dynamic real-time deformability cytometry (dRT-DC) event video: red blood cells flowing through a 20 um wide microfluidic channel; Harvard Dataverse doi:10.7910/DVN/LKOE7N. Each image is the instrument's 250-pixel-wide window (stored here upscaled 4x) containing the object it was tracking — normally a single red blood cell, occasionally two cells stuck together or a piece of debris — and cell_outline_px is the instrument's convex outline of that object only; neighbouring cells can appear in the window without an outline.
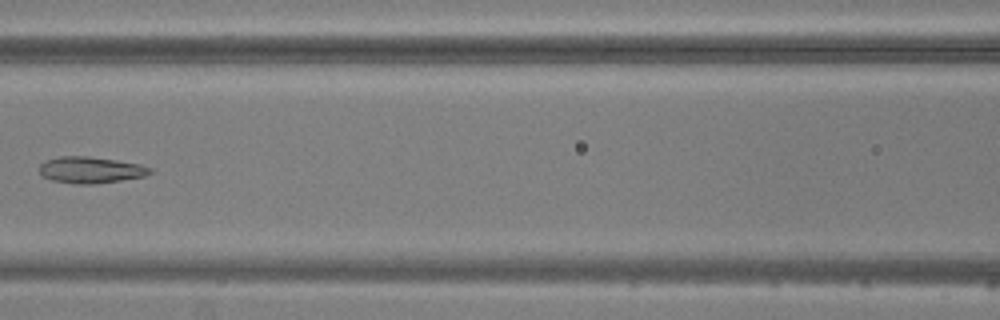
{"species": "common noctule bat (a hibernating species)", "species_latin": "Nyctalus noctula", "temperature_condition": "warm", "stored_images_in_passage": 5, "camera_frame_rate_fps": 3000, "um_per_image_px": 0.085, "animal": {"sex": "male", "body_mass_g": 20.5, "forearm_length_mm": 52.5}, "frame": {"image": 1, "passage_image": 5, "time_ms": 5.333, "image_size_px": [1000, 320], "cell_outline_px": [[152, 172], [144, 176], [120, 180], [92, 184], [76, 184], [52, 180], [40, 176], [40, 164], [44, 160], [60, 156], [88, 156], [116, 160], [140, 164], [152, 168]], "centroid_in_image_um": [7.67, 14.44], "position_along_channel_um": 158.9, "area_um2": 17.05}}